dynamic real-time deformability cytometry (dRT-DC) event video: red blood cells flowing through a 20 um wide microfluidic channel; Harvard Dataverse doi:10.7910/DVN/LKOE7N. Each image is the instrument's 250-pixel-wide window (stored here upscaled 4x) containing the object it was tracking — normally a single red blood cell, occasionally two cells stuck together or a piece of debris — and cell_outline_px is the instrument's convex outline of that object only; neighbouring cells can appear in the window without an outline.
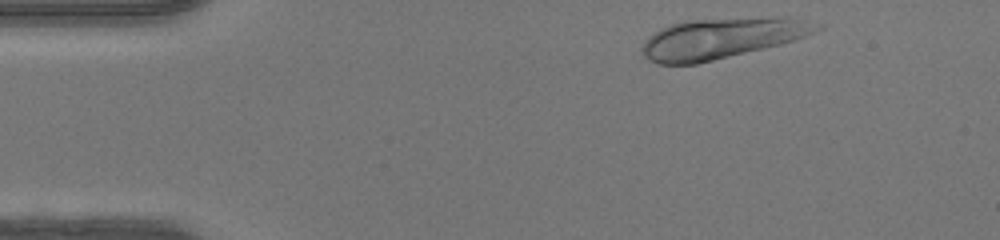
{"species": "human", "species_latin": "Homo sapiens", "temperature_condition": "warm", "stored_images_in_passage": 35, "camera_frame_rate_fps": 3000, "um_per_image_px": 0.085, "donor": {"sex": "female"}, "frame": {"image": 1, "passage_image": 2, "time_ms": 0.333, "image_size_px": [1000, 240], "cell_outline_px": [[828, 24], [824, 28], [796, 40], [780, 44], [696, 64], [660, 64], [648, 60], [644, 56], [640, 48], [648, 36], [660, 28], [668, 24], [684, 20], [784, 16], [792, 16]], "centroid_in_image_um": [61.41, 3.21], "position_along_channel_um": 23.6, "area_um2": 42.08}}
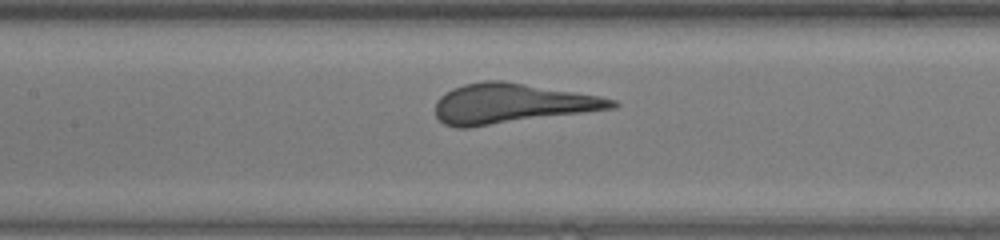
{"frame": {"image": 2, "passage_image": 17, "time_ms": 5.333, "image_size_px": [1000, 240], "cell_outline_px": [[620, 104], [616, 108], [468, 128], [456, 128], [444, 124], [436, 116], [436, 100], [444, 92], [452, 88], [464, 84], [484, 80], [504, 80], [600, 96], [616, 100]], "centroid_in_image_um": [43.48, 8.8], "position_along_channel_um": 163.9, "area_um2": 41.27}}
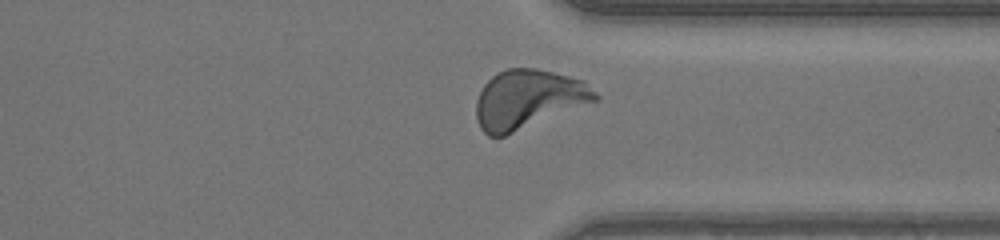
{"frame": {"image": 3, "passage_image": 31, "time_ms": 10.0, "image_size_px": [1000, 240], "cell_outline_px": [[600, 100], [504, 136], [488, 136], [480, 128], [476, 116], [476, 100], [484, 84], [496, 72], [508, 68], [536, 68], [584, 80], [600, 96]], "centroid_in_image_um": [44.91, 8.43], "position_along_channel_um": 366.5, "area_um2": 40.98}, "authors_computed_cell_mechanics": {"area_um2": 40.4022, "velocity_mm_per_s": 4.3556, "shape_relaxation_time_tau1_ms": 4.7117, "shape_relaxation_time_tau2_ms": null, "deformation_change_tau1": 0.1948, "deformation_change_tau2": null}}